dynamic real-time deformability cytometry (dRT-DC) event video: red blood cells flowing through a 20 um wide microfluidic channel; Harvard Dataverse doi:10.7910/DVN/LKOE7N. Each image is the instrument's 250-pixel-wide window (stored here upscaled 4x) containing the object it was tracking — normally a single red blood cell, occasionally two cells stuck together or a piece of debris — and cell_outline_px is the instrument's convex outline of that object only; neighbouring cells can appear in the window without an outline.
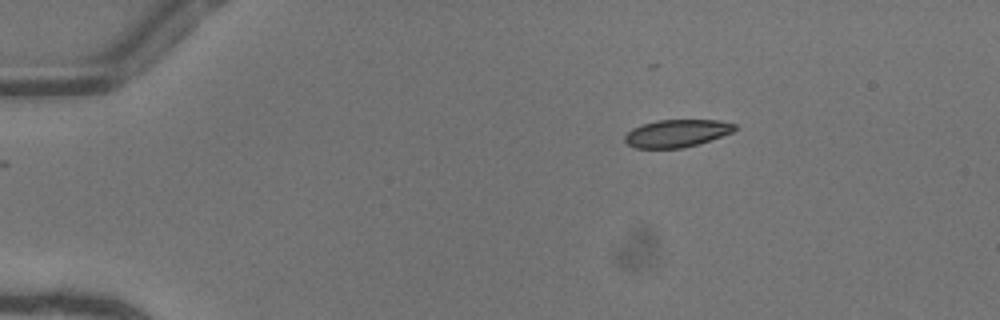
{"species": "common noctule bat (a hibernating species)", "species_latin": "Nyctalus noctula", "temperature_condition": "warm", "stored_images_in_passage": 43, "camera_frame_rate_fps": 3000, "um_per_image_px": 0.085, "animal": {"sex": "female"}, "frame": {"image": 1, "passage_image": 1, "time_ms": 0.0, "image_size_px": [1000, 320], "cell_outline_px": [[736, 128], [732, 132], [684, 148], [636, 148], [628, 144], [624, 140], [624, 136], [632, 128], [656, 120], [720, 120], [736, 124]], "centroid_in_image_um": [57.51, 11.32], "position_along_channel_um": 27.5, "area_um2": 17.46}}
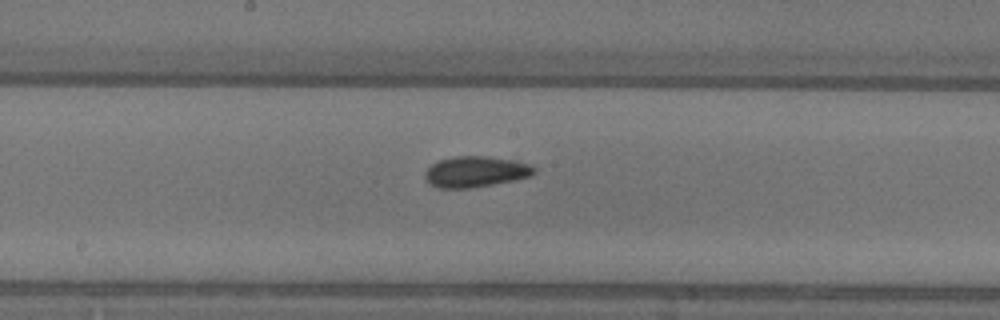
{"frame": {"image": 2, "passage_image": 20, "time_ms": 6.333, "image_size_px": [1000, 320], "cell_outline_px": [[536, 172], [532, 176], [516, 180], [472, 188], [440, 188], [428, 184], [424, 176], [424, 172], [432, 164], [440, 160], [456, 156], [488, 156], [516, 160], [532, 164], [536, 168]], "centroid_in_image_um": [40.47, 14.6], "position_along_channel_um": 207.7, "area_um2": 20.0}}
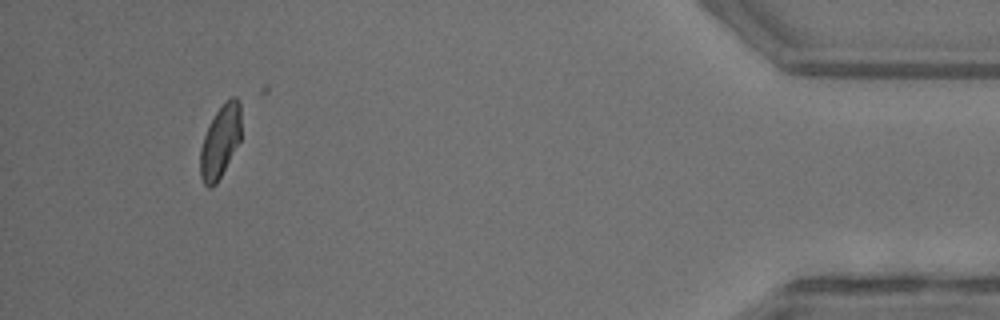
{"frame": {"image": 3, "passage_image": 40, "time_ms": 13.0, "image_size_px": [1000, 320], "cell_outline_px": [[240, 140], [216, 184], [212, 188], [208, 188], [204, 184], [200, 176], [200, 148], [204, 136], [216, 112], [232, 96], [236, 96], [240, 104]], "centroid_in_image_um": [18.71, 12.07], "position_along_channel_um": 416.5, "area_um2": 16.94}}